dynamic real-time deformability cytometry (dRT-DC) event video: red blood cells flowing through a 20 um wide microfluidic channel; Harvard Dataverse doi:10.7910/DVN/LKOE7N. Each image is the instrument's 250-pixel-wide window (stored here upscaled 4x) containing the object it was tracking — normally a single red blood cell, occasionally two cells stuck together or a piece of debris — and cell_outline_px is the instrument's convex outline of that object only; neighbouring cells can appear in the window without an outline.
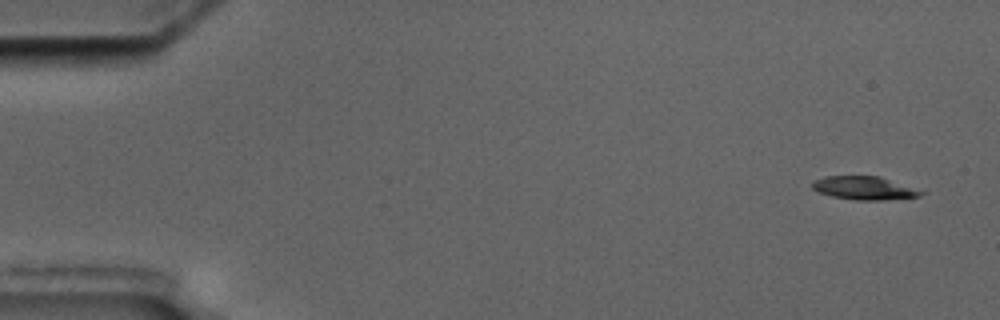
{"species": "common noctule bat (a hibernating species)", "species_latin": "Nyctalus noctula", "temperature_condition": "cold", "stored_images_in_passage": 4, "camera_frame_rate_fps": 3000, "um_per_image_px": 0.085, "animal": {"sex": "male", "body_mass_g": 17.5, "forearm_length_mm": 52.3}, "frame": {"image": 1, "passage_image": 1, "time_ms": 0.0, "image_size_px": [1000, 320], "cell_outline_px": [[924, 192], [920, 196], [884, 200], [856, 200], [832, 196], [820, 192], [812, 188], [812, 180], [824, 176], [880, 176]], "centroid_in_image_um": [73.41, 15.98], "position_along_channel_um": 11.6, "area_um2": 14.57}}